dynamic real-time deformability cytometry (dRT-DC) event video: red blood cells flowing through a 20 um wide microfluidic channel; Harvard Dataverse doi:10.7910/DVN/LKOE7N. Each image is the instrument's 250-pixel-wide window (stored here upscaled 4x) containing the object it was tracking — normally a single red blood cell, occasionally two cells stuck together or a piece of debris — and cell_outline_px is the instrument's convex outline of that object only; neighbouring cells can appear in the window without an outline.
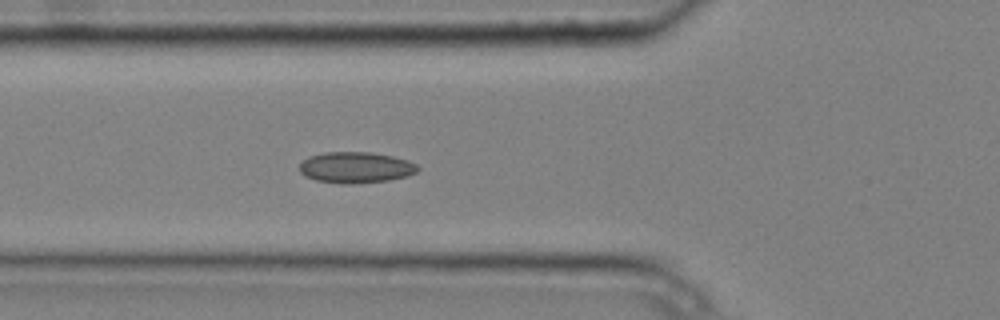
{"species": "common noctule bat (a hibernating species)", "species_latin": "Nyctalus noctula", "temperature_condition": "cold", "stored_images_in_passage": 5, "camera_frame_rate_fps": 3000, "um_per_image_px": 0.085, "animal": {"sex": "male", "body_mass_g": 20.4}, "frame": {"image": 1, "passage_image": 5, "time_ms": 1.333, "image_size_px": [1000, 320], "cell_outline_px": [[420, 168], [416, 172], [408, 176], [388, 180], [352, 184], [340, 184], [316, 180], [304, 176], [300, 172], [300, 164], [308, 156], [324, 152], [372, 152], [392, 156], [408, 160], [416, 164]], "centroid_in_image_um": [30.23, 14.23], "position_along_channel_um": 95.6, "area_um2": 21.56}}